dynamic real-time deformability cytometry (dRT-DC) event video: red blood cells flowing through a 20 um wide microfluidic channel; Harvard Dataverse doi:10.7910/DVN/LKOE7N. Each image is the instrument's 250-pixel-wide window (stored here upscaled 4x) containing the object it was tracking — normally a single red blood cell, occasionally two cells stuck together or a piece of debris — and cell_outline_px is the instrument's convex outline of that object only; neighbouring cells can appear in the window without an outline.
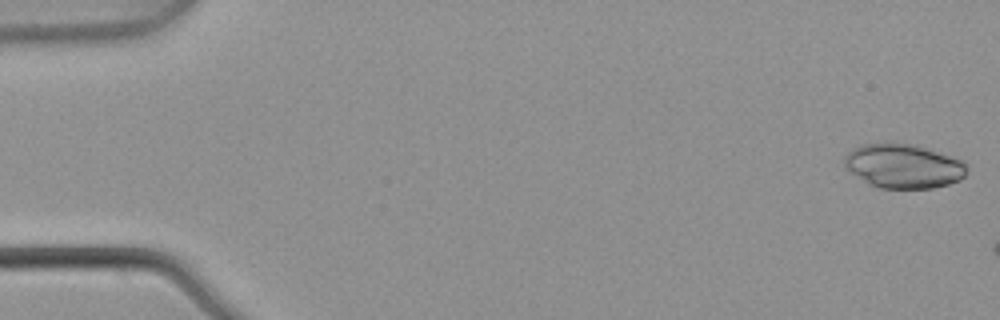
{"species": "common noctule bat (a hibernating species)", "species_latin": "Nyctalus noctula", "temperature_condition": "warm", "stored_images_in_passage": 3, "camera_frame_rate_fps": 3000, "um_per_image_px": 0.085, "animal": {"sex": "male", "body_mass_g": 21.5, "forearm_length_mm": 52.0}, "frame": {"image": 1, "passage_image": 1, "time_ms": 0.0, "image_size_px": [1000, 320], "cell_outline_px": [[968, 168], [964, 176], [960, 180], [948, 184], [932, 188], [880, 188], [868, 184], [844, 168], [844, 156], [852, 148], [860, 144], [892, 140], [896, 140], [916, 144], [964, 160], [968, 164]], "centroid_in_image_um": [76.77, 14.06], "position_along_channel_um": 8.2, "area_um2": 32.66}}